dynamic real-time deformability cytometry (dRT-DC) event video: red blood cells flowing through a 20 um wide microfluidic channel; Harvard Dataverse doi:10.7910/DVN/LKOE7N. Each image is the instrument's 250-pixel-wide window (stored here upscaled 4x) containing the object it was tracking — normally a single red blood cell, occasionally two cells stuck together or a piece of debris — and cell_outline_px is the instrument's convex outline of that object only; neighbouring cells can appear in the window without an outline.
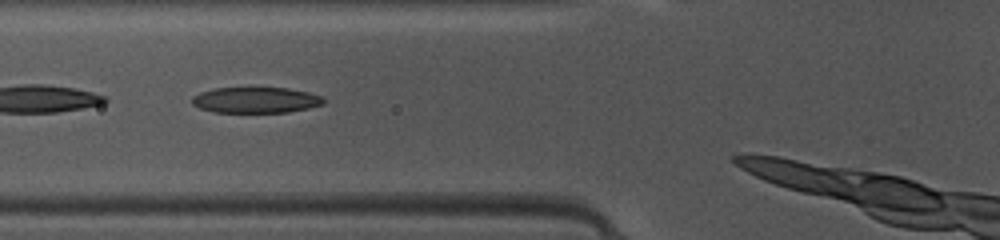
{"species": "common noctule bat (a hibernating species)", "species_latin": "Nyctalus noctula", "temperature_condition": "warm", "stored_images_in_passage": 20, "camera_frame_rate_fps": 3000, "um_per_image_px": 0.085, "animal": {"sex": "female", "body_mass_g": 10.0, "forearm_length_mm": 53.1}, "frame": {"image": 1, "passage_image": 17, "time_ms": 5.333, "image_size_px": [1000, 240], "cell_outline_px": [[324, 104], [308, 108], [288, 112], [212, 112], [200, 108], [192, 104], [192, 96], [200, 92], [216, 88], [288, 88], [308, 92], [324, 96]], "centroid_in_image_um": [21.75, 8.5], "position_along_channel_um": 104.0, "area_um2": 19.83}}